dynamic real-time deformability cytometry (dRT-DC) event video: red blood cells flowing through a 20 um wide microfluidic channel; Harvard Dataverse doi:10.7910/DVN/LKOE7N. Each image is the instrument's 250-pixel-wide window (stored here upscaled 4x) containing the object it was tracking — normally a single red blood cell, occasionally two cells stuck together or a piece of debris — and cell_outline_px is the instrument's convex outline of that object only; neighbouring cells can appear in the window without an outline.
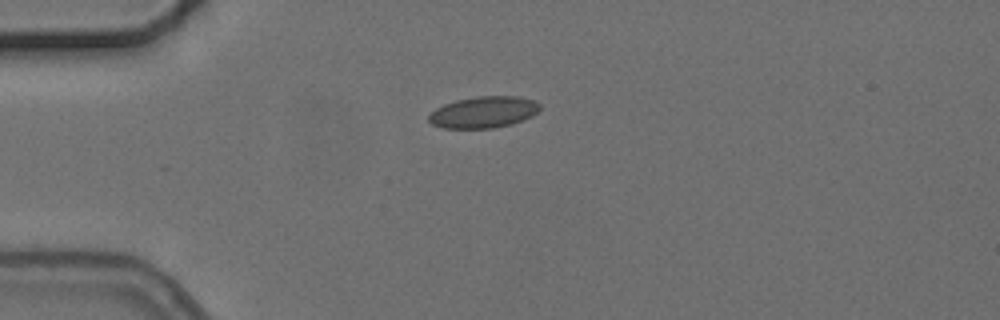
{"species": "common noctule bat (a hibernating species)", "species_latin": "Nyctalus noctula", "temperature_condition": "cold", "stored_images_in_passage": 1, "camera_frame_rate_fps": 3000, "um_per_image_px": 0.085, "animal": {"sex": "female", "body_mass_g": 24.6, "forearm_length_mm": 56.2}, "frame": {"image": 1, "passage_image": 1, "time_ms": 0.0, "image_size_px": [1000, 320], "cell_outline_px": [[540, 108], [532, 116], [512, 124], [492, 128], [444, 128], [432, 124], [428, 120], [428, 116], [436, 108], [444, 104], [456, 100], [476, 96], [520, 96], [532, 100], [540, 104]], "centroid_in_image_um": [41.1, 9.53], "position_along_channel_um": 43.9, "area_um2": 20.35}}